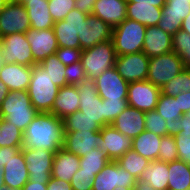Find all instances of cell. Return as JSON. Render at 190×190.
I'll return each mask as SVG.
<instances>
[{
  "label": "cell",
  "mask_w": 190,
  "mask_h": 190,
  "mask_svg": "<svg viewBox=\"0 0 190 190\" xmlns=\"http://www.w3.org/2000/svg\"><path fill=\"white\" fill-rule=\"evenodd\" d=\"M80 97L76 85H67L59 89L54 100L51 113L59 119H64L79 110Z\"/></svg>",
  "instance_id": "cell-25"
},
{
  "label": "cell",
  "mask_w": 190,
  "mask_h": 190,
  "mask_svg": "<svg viewBox=\"0 0 190 190\" xmlns=\"http://www.w3.org/2000/svg\"><path fill=\"white\" fill-rule=\"evenodd\" d=\"M30 20L31 29H51L54 21L49 11L48 0H27L23 3Z\"/></svg>",
  "instance_id": "cell-28"
},
{
  "label": "cell",
  "mask_w": 190,
  "mask_h": 190,
  "mask_svg": "<svg viewBox=\"0 0 190 190\" xmlns=\"http://www.w3.org/2000/svg\"><path fill=\"white\" fill-rule=\"evenodd\" d=\"M104 105V126L111 125L115 118L128 107L127 100H105L102 99Z\"/></svg>",
  "instance_id": "cell-41"
},
{
  "label": "cell",
  "mask_w": 190,
  "mask_h": 190,
  "mask_svg": "<svg viewBox=\"0 0 190 190\" xmlns=\"http://www.w3.org/2000/svg\"><path fill=\"white\" fill-rule=\"evenodd\" d=\"M38 113L31 104L28 91H9L0 106V117L22 132Z\"/></svg>",
  "instance_id": "cell-2"
},
{
  "label": "cell",
  "mask_w": 190,
  "mask_h": 190,
  "mask_svg": "<svg viewBox=\"0 0 190 190\" xmlns=\"http://www.w3.org/2000/svg\"><path fill=\"white\" fill-rule=\"evenodd\" d=\"M80 169V158L69 153L64 148L59 149L53 159L52 179L70 182L74 174Z\"/></svg>",
  "instance_id": "cell-27"
},
{
  "label": "cell",
  "mask_w": 190,
  "mask_h": 190,
  "mask_svg": "<svg viewBox=\"0 0 190 190\" xmlns=\"http://www.w3.org/2000/svg\"><path fill=\"white\" fill-rule=\"evenodd\" d=\"M190 13V0H166L158 27L174 35L181 29L183 20Z\"/></svg>",
  "instance_id": "cell-18"
},
{
  "label": "cell",
  "mask_w": 190,
  "mask_h": 190,
  "mask_svg": "<svg viewBox=\"0 0 190 190\" xmlns=\"http://www.w3.org/2000/svg\"><path fill=\"white\" fill-rule=\"evenodd\" d=\"M116 53L112 39L82 50L80 62L87 78L95 79L104 71L114 67Z\"/></svg>",
  "instance_id": "cell-5"
},
{
  "label": "cell",
  "mask_w": 190,
  "mask_h": 190,
  "mask_svg": "<svg viewBox=\"0 0 190 190\" xmlns=\"http://www.w3.org/2000/svg\"><path fill=\"white\" fill-rule=\"evenodd\" d=\"M22 190H47V184H40L38 181L36 182L28 181L22 187Z\"/></svg>",
  "instance_id": "cell-55"
},
{
  "label": "cell",
  "mask_w": 190,
  "mask_h": 190,
  "mask_svg": "<svg viewBox=\"0 0 190 190\" xmlns=\"http://www.w3.org/2000/svg\"><path fill=\"white\" fill-rule=\"evenodd\" d=\"M135 190H156V189L151 188L150 185L147 183L137 180V185Z\"/></svg>",
  "instance_id": "cell-58"
},
{
  "label": "cell",
  "mask_w": 190,
  "mask_h": 190,
  "mask_svg": "<svg viewBox=\"0 0 190 190\" xmlns=\"http://www.w3.org/2000/svg\"><path fill=\"white\" fill-rule=\"evenodd\" d=\"M31 46L34 61L39 64L59 48L53 28L44 30L29 29L25 33Z\"/></svg>",
  "instance_id": "cell-17"
},
{
  "label": "cell",
  "mask_w": 190,
  "mask_h": 190,
  "mask_svg": "<svg viewBox=\"0 0 190 190\" xmlns=\"http://www.w3.org/2000/svg\"><path fill=\"white\" fill-rule=\"evenodd\" d=\"M118 164L128 171L135 179L139 180L151 161L142 157L133 149H130L118 160Z\"/></svg>",
  "instance_id": "cell-34"
},
{
  "label": "cell",
  "mask_w": 190,
  "mask_h": 190,
  "mask_svg": "<svg viewBox=\"0 0 190 190\" xmlns=\"http://www.w3.org/2000/svg\"><path fill=\"white\" fill-rule=\"evenodd\" d=\"M22 148L23 147H0V167H4Z\"/></svg>",
  "instance_id": "cell-49"
},
{
  "label": "cell",
  "mask_w": 190,
  "mask_h": 190,
  "mask_svg": "<svg viewBox=\"0 0 190 190\" xmlns=\"http://www.w3.org/2000/svg\"><path fill=\"white\" fill-rule=\"evenodd\" d=\"M113 28L93 14H89L81 32L80 49L92 48L94 45L111 40Z\"/></svg>",
  "instance_id": "cell-19"
},
{
  "label": "cell",
  "mask_w": 190,
  "mask_h": 190,
  "mask_svg": "<svg viewBox=\"0 0 190 190\" xmlns=\"http://www.w3.org/2000/svg\"><path fill=\"white\" fill-rule=\"evenodd\" d=\"M7 3V0H0V11L6 6Z\"/></svg>",
  "instance_id": "cell-61"
},
{
  "label": "cell",
  "mask_w": 190,
  "mask_h": 190,
  "mask_svg": "<svg viewBox=\"0 0 190 190\" xmlns=\"http://www.w3.org/2000/svg\"><path fill=\"white\" fill-rule=\"evenodd\" d=\"M186 67L175 52H170L149 59L147 79L159 88L176 77Z\"/></svg>",
  "instance_id": "cell-7"
},
{
  "label": "cell",
  "mask_w": 190,
  "mask_h": 190,
  "mask_svg": "<svg viewBox=\"0 0 190 190\" xmlns=\"http://www.w3.org/2000/svg\"><path fill=\"white\" fill-rule=\"evenodd\" d=\"M166 121L157 113L156 110L145 112V130L159 136L167 135Z\"/></svg>",
  "instance_id": "cell-44"
},
{
  "label": "cell",
  "mask_w": 190,
  "mask_h": 190,
  "mask_svg": "<svg viewBox=\"0 0 190 190\" xmlns=\"http://www.w3.org/2000/svg\"><path fill=\"white\" fill-rule=\"evenodd\" d=\"M49 11L54 22L64 20L75 8V0H48Z\"/></svg>",
  "instance_id": "cell-43"
},
{
  "label": "cell",
  "mask_w": 190,
  "mask_h": 190,
  "mask_svg": "<svg viewBox=\"0 0 190 190\" xmlns=\"http://www.w3.org/2000/svg\"><path fill=\"white\" fill-rule=\"evenodd\" d=\"M59 89L40 64L32 66V75L27 91L31 104L39 113H51Z\"/></svg>",
  "instance_id": "cell-3"
},
{
  "label": "cell",
  "mask_w": 190,
  "mask_h": 190,
  "mask_svg": "<svg viewBox=\"0 0 190 190\" xmlns=\"http://www.w3.org/2000/svg\"><path fill=\"white\" fill-rule=\"evenodd\" d=\"M4 184L3 167H0V188Z\"/></svg>",
  "instance_id": "cell-59"
},
{
  "label": "cell",
  "mask_w": 190,
  "mask_h": 190,
  "mask_svg": "<svg viewBox=\"0 0 190 190\" xmlns=\"http://www.w3.org/2000/svg\"><path fill=\"white\" fill-rule=\"evenodd\" d=\"M162 16V7L151 4L127 3V18L135 20L146 27L158 25Z\"/></svg>",
  "instance_id": "cell-31"
},
{
  "label": "cell",
  "mask_w": 190,
  "mask_h": 190,
  "mask_svg": "<svg viewBox=\"0 0 190 190\" xmlns=\"http://www.w3.org/2000/svg\"><path fill=\"white\" fill-rule=\"evenodd\" d=\"M27 163L29 181L47 184L52 178V166L55 153L44 149L22 148Z\"/></svg>",
  "instance_id": "cell-10"
},
{
  "label": "cell",
  "mask_w": 190,
  "mask_h": 190,
  "mask_svg": "<svg viewBox=\"0 0 190 190\" xmlns=\"http://www.w3.org/2000/svg\"><path fill=\"white\" fill-rule=\"evenodd\" d=\"M87 16L88 14L74 8L64 20L54 22L53 30L59 47L80 49L79 39Z\"/></svg>",
  "instance_id": "cell-6"
},
{
  "label": "cell",
  "mask_w": 190,
  "mask_h": 190,
  "mask_svg": "<svg viewBox=\"0 0 190 190\" xmlns=\"http://www.w3.org/2000/svg\"><path fill=\"white\" fill-rule=\"evenodd\" d=\"M25 1H27V0H17V2H19V3H24Z\"/></svg>",
  "instance_id": "cell-63"
},
{
  "label": "cell",
  "mask_w": 190,
  "mask_h": 190,
  "mask_svg": "<svg viewBox=\"0 0 190 190\" xmlns=\"http://www.w3.org/2000/svg\"><path fill=\"white\" fill-rule=\"evenodd\" d=\"M178 134H190V111L179 118Z\"/></svg>",
  "instance_id": "cell-53"
},
{
  "label": "cell",
  "mask_w": 190,
  "mask_h": 190,
  "mask_svg": "<svg viewBox=\"0 0 190 190\" xmlns=\"http://www.w3.org/2000/svg\"><path fill=\"white\" fill-rule=\"evenodd\" d=\"M95 176V174L83 172L79 169L70 181L72 190H92Z\"/></svg>",
  "instance_id": "cell-45"
},
{
  "label": "cell",
  "mask_w": 190,
  "mask_h": 190,
  "mask_svg": "<svg viewBox=\"0 0 190 190\" xmlns=\"http://www.w3.org/2000/svg\"><path fill=\"white\" fill-rule=\"evenodd\" d=\"M76 86L80 97L79 111L104 127V105H102V98L98 95L95 79L86 77Z\"/></svg>",
  "instance_id": "cell-11"
},
{
  "label": "cell",
  "mask_w": 190,
  "mask_h": 190,
  "mask_svg": "<svg viewBox=\"0 0 190 190\" xmlns=\"http://www.w3.org/2000/svg\"><path fill=\"white\" fill-rule=\"evenodd\" d=\"M168 175V163L155 160L150 162L139 180L153 189L168 190Z\"/></svg>",
  "instance_id": "cell-32"
},
{
  "label": "cell",
  "mask_w": 190,
  "mask_h": 190,
  "mask_svg": "<svg viewBox=\"0 0 190 190\" xmlns=\"http://www.w3.org/2000/svg\"><path fill=\"white\" fill-rule=\"evenodd\" d=\"M65 79L68 85H77L86 78L85 70L80 61L65 67Z\"/></svg>",
  "instance_id": "cell-46"
},
{
  "label": "cell",
  "mask_w": 190,
  "mask_h": 190,
  "mask_svg": "<svg viewBox=\"0 0 190 190\" xmlns=\"http://www.w3.org/2000/svg\"><path fill=\"white\" fill-rule=\"evenodd\" d=\"M3 175L4 184L15 189H22L29 181V172L22 149L3 167Z\"/></svg>",
  "instance_id": "cell-26"
},
{
  "label": "cell",
  "mask_w": 190,
  "mask_h": 190,
  "mask_svg": "<svg viewBox=\"0 0 190 190\" xmlns=\"http://www.w3.org/2000/svg\"><path fill=\"white\" fill-rule=\"evenodd\" d=\"M39 64L44 70H46V73L51 78L53 84L57 87L61 88L68 85L65 79L66 66L59 61L55 54L48 56Z\"/></svg>",
  "instance_id": "cell-38"
},
{
  "label": "cell",
  "mask_w": 190,
  "mask_h": 190,
  "mask_svg": "<svg viewBox=\"0 0 190 190\" xmlns=\"http://www.w3.org/2000/svg\"><path fill=\"white\" fill-rule=\"evenodd\" d=\"M0 147H23V132L1 117Z\"/></svg>",
  "instance_id": "cell-37"
},
{
  "label": "cell",
  "mask_w": 190,
  "mask_h": 190,
  "mask_svg": "<svg viewBox=\"0 0 190 190\" xmlns=\"http://www.w3.org/2000/svg\"><path fill=\"white\" fill-rule=\"evenodd\" d=\"M111 126L133 139L145 131V112L128 106L115 118Z\"/></svg>",
  "instance_id": "cell-21"
},
{
  "label": "cell",
  "mask_w": 190,
  "mask_h": 190,
  "mask_svg": "<svg viewBox=\"0 0 190 190\" xmlns=\"http://www.w3.org/2000/svg\"><path fill=\"white\" fill-rule=\"evenodd\" d=\"M172 46L184 66L190 68V34L180 29L172 35Z\"/></svg>",
  "instance_id": "cell-40"
},
{
  "label": "cell",
  "mask_w": 190,
  "mask_h": 190,
  "mask_svg": "<svg viewBox=\"0 0 190 190\" xmlns=\"http://www.w3.org/2000/svg\"><path fill=\"white\" fill-rule=\"evenodd\" d=\"M103 139L100 131L64 132L63 148L78 157L91 152L96 148H103Z\"/></svg>",
  "instance_id": "cell-16"
},
{
  "label": "cell",
  "mask_w": 190,
  "mask_h": 190,
  "mask_svg": "<svg viewBox=\"0 0 190 190\" xmlns=\"http://www.w3.org/2000/svg\"><path fill=\"white\" fill-rule=\"evenodd\" d=\"M0 190H22V189H15V188L7 186L6 184H3Z\"/></svg>",
  "instance_id": "cell-60"
},
{
  "label": "cell",
  "mask_w": 190,
  "mask_h": 190,
  "mask_svg": "<svg viewBox=\"0 0 190 190\" xmlns=\"http://www.w3.org/2000/svg\"><path fill=\"white\" fill-rule=\"evenodd\" d=\"M187 165H188V167H189V169H190V160H189V162L187 163Z\"/></svg>",
  "instance_id": "cell-65"
},
{
  "label": "cell",
  "mask_w": 190,
  "mask_h": 190,
  "mask_svg": "<svg viewBox=\"0 0 190 190\" xmlns=\"http://www.w3.org/2000/svg\"><path fill=\"white\" fill-rule=\"evenodd\" d=\"M31 75L32 66L4 63L0 67V80L8 87L9 91H27Z\"/></svg>",
  "instance_id": "cell-20"
},
{
  "label": "cell",
  "mask_w": 190,
  "mask_h": 190,
  "mask_svg": "<svg viewBox=\"0 0 190 190\" xmlns=\"http://www.w3.org/2000/svg\"><path fill=\"white\" fill-rule=\"evenodd\" d=\"M82 50L76 48L59 47L55 55L65 66L71 65L80 61Z\"/></svg>",
  "instance_id": "cell-47"
},
{
  "label": "cell",
  "mask_w": 190,
  "mask_h": 190,
  "mask_svg": "<svg viewBox=\"0 0 190 190\" xmlns=\"http://www.w3.org/2000/svg\"><path fill=\"white\" fill-rule=\"evenodd\" d=\"M127 3H136V4H151L156 7H163L166 3V0H126Z\"/></svg>",
  "instance_id": "cell-54"
},
{
  "label": "cell",
  "mask_w": 190,
  "mask_h": 190,
  "mask_svg": "<svg viewBox=\"0 0 190 190\" xmlns=\"http://www.w3.org/2000/svg\"><path fill=\"white\" fill-rule=\"evenodd\" d=\"M174 140L178 151V160L188 163L190 160V134H177Z\"/></svg>",
  "instance_id": "cell-48"
},
{
  "label": "cell",
  "mask_w": 190,
  "mask_h": 190,
  "mask_svg": "<svg viewBox=\"0 0 190 190\" xmlns=\"http://www.w3.org/2000/svg\"><path fill=\"white\" fill-rule=\"evenodd\" d=\"M97 0H75V8L85 14H92Z\"/></svg>",
  "instance_id": "cell-50"
},
{
  "label": "cell",
  "mask_w": 190,
  "mask_h": 190,
  "mask_svg": "<svg viewBox=\"0 0 190 190\" xmlns=\"http://www.w3.org/2000/svg\"><path fill=\"white\" fill-rule=\"evenodd\" d=\"M137 179L123 169L117 161H110L94 178L92 190L135 189Z\"/></svg>",
  "instance_id": "cell-8"
},
{
  "label": "cell",
  "mask_w": 190,
  "mask_h": 190,
  "mask_svg": "<svg viewBox=\"0 0 190 190\" xmlns=\"http://www.w3.org/2000/svg\"><path fill=\"white\" fill-rule=\"evenodd\" d=\"M157 160L167 163L178 160V151L174 136H162L160 142L159 156Z\"/></svg>",
  "instance_id": "cell-42"
},
{
  "label": "cell",
  "mask_w": 190,
  "mask_h": 190,
  "mask_svg": "<svg viewBox=\"0 0 190 190\" xmlns=\"http://www.w3.org/2000/svg\"><path fill=\"white\" fill-rule=\"evenodd\" d=\"M47 190H72V187L70 182L51 178L47 183Z\"/></svg>",
  "instance_id": "cell-51"
},
{
  "label": "cell",
  "mask_w": 190,
  "mask_h": 190,
  "mask_svg": "<svg viewBox=\"0 0 190 190\" xmlns=\"http://www.w3.org/2000/svg\"><path fill=\"white\" fill-rule=\"evenodd\" d=\"M101 135L104 142L102 150L111 161H117L132 149V139L123 135L111 125L102 127Z\"/></svg>",
  "instance_id": "cell-22"
},
{
  "label": "cell",
  "mask_w": 190,
  "mask_h": 190,
  "mask_svg": "<svg viewBox=\"0 0 190 190\" xmlns=\"http://www.w3.org/2000/svg\"><path fill=\"white\" fill-rule=\"evenodd\" d=\"M63 145V120L52 113H38L23 131V147L56 153Z\"/></svg>",
  "instance_id": "cell-1"
},
{
  "label": "cell",
  "mask_w": 190,
  "mask_h": 190,
  "mask_svg": "<svg viewBox=\"0 0 190 190\" xmlns=\"http://www.w3.org/2000/svg\"><path fill=\"white\" fill-rule=\"evenodd\" d=\"M172 51L171 34L164 32L158 25L146 27L143 52L147 57L160 56Z\"/></svg>",
  "instance_id": "cell-23"
},
{
  "label": "cell",
  "mask_w": 190,
  "mask_h": 190,
  "mask_svg": "<svg viewBox=\"0 0 190 190\" xmlns=\"http://www.w3.org/2000/svg\"><path fill=\"white\" fill-rule=\"evenodd\" d=\"M0 47L4 63H17L24 66L37 64L33 59L31 46L25 33L10 34L0 38Z\"/></svg>",
  "instance_id": "cell-9"
},
{
  "label": "cell",
  "mask_w": 190,
  "mask_h": 190,
  "mask_svg": "<svg viewBox=\"0 0 190 190\" xmlns=\"http://www.w3.org/2000/svg\"><path fill=\"white\" fill-rule=\"evenodd\" d=\"M149 57L144 52L116 56L115 68L128 83L147 79Z\"/></svg>",
  "instance_id": "cell-14"
},
{
  "label": "cell",
  "mask_w": 190,
  "mask_h": 190,
  "mask_svg": "<svg viewBox=\"0 0 190 190\" xmlns=\"http://www.w3.org/2000/svg\"><path fill=\"white\" fill-rule=\"evenodd\" d=\"M175 98L178 100L179 110H181L184 115L190 111V93H180Z\"/></svg>",
  "instance_id": "cell-52"
},
{
  "label": "cell",
  "mask_w": 190,
  "mask_h": 190,
  "mask_svg": "<svg viewBox=\"0 0 190 190\" xmlns=\"http://www.w3.org/2000/svg\"><path fill=\"white\" fill-rule=\"evenodd\" d=\"M146 26L131 19H125L112 31V41L116 56L143 51Z\"/></svg>",
  "instance_id": "cell-4"
},
{
  "label": "cell",
  "mask_w": 190,
  "mask_h": 190,
  "mask_svg": "<svg viewBox=\"0 0 190 190\" xmlns=\"http://www.w3.org/2000/svg\"><path fill=\"white\" fill-rule=\"evenodd\" d=\"M181 30L185 31L186 33L190 34V13L188 16L183 20L181 25Z\"/></svg>",
  "instance_id": "cell-57"
},
{
  "label": "cell",
  "mask_w": 190,
  "mask_h": 190,
  "mask_svg": "<svg viewBox=\"0 0 190 190\" xmlns=\"http://www.w3.org/2000/svg\"><path fill=\"white\" fill-rule=\"evenodd\" d=\"M30 26L29 16L22 3L8 1L0 11V38L16 33H26Z\"/></svg>",
  "instance_id": "cell-12"
},
{
  "label": "cell",
  "mask_w": 190,
  "mask_h": 190,
  "mask_svg": "<svg viewBox=\"0 0 190 190\" xmlns=\"http://www.w3.org/2000/svg\"><path fill=\"white\" fill-rule=\"evenodd\" d=\"M98 95L105 100H127L129 83L114 67L107 69L95 78Z\"/></svg>",
  "instance_id": "cell-15"
},
{
  "label": "cell",
  "mask_w": 190,
  "mask_h": 190,
  "mask_svg": "<svg viewBox=\"0 0 190 190\" xmlns=\"http://www.w3.org/2000/svg\"><path fill=\"white\" fill-rule=\"evenodd\" d=\"M80 158V171L97 175L111 161L101 148H96Z\"/></svg>",
  "instance_id": "cell-35"
},
{
  "label": "cell",
  "mask_w": 190,
  "mask_h": 190,
  "mask_svg": "<svg viewBox=\"0 0 190 190\" xmlns=\"http://www.w3.org/2000/svg\"><path fill=\"white\" fill-rule=\"evenodd\" d=\"M161 88L148 80L130 82L128 86V106L147 112L156 109Z\"/></svg>",
  "instance_id": "cell-13"
},
{
  "label": "cell",
  "mask_w": 190,
  "mask_h": 190,
  "mask_svg": "<svg viewBox=\"0 0 190 190\" xmlns=\"http://www.w3.org/2000/svg\"><path fill=\"white\" fill-rule=\"evenodd\" d=\"M4 64L3 62V57H2V50H1V47H0V67Z\"/></svg>",
  "instance_id": "cell-62"
},
{
  "label": "cell",
  "mask_w": 190,
  "mask_h": 190,
  "mask_svg": "<svg viewBox=\"0 0 190 190\" xmlns=\"http://www.w3.org/2000/svg\"><path fill=\"white\" fill-rule=\"evenodd\" d=\"M122 190H135V189H132V188H125V189H122Z\"/></svg>",
  "instance_id": "cell-64"
},
{
  "label": "cell",
  "mask_w": 190,
  "mask_h": 190,
  "mask_svg": "<svg viewBox=\"0 0 190 190\" xmlns=\"http://www.w3.org/2000/svg\"><path fill=\"white\" fill-rule=\"evenodd\" d=\"M155 110L166 121L167 135H177L179 118L184 115L179 110L178 100L175 97L160 94Z\"/></svg>",
  "instance_id": "cell-29"
},
{
  "label": "cell",
  "mask_w": 190,
  "mask_h": 190,
  "mask_svg": "<svg viewBox=\"0 0 190 190\" xmlns=\"http://www.w3.org/2000/svg\"><path fill=\"white\" fill-rule=\"evenodd\" d=\"M161 138L162 136L145 130L132 139V149L149 161H155L159 156Z\"/></svg>",
  "instance_id": "cell-30"
},
{
  "label": "cell",
  "mask_w": 190,
  "mask_h": 190,
  "mask_svg": "<svg viewBox=\"0 0 190 190\" xmlns=\"http://www.w3.org/2000/svg\"><path fill=\"white\" fill-rule=\"evenodd\" d=\"M92 14L114 28L127 19V1L97 0Z\"/></svg>",
  "instance_id": "cell-24"
},
{
  "label": "cell",
  "mask_w": 190,
  "mask_h": 190,
  "mask_svg": "<svg viewBox=\"0 0 190 190\" xmlns=\"http://www.w3.org/2000/svg\"><path fill=\"white\" fill-rule=\"evenodd\" d=\"M168 190H190V169L184 161L168 162Z\"/></svg>",
  "instance_id": "cell-33"
},
{
  "label": "cell",
  "mask_w": 190,
  "mask_h": 190,
  "mask_svg": "<svg viewBox=\"0 0 190 190\" xmlns=\"http://www.w3.org/2000/svg\"><path fill=\"white\" fill-rule=\"evenodd\" d=\"M64 132L75 131H100L102 127L81 111L68 115L63 119Z\"/></svg>",
  "instance_id": "cell-36"
},
{
  "label": "cell",
  "mask_w": 190,
  "mask_h": 190,
  "mask_svg": "<svg viewBox=\"0 0 190 190\" xmlns=\"http://www.w3.org/2000/svg\"><path fill=\"white\" fill-rule=\"evenodd\" d=\"M8 93H9L8 87L0 80V106Z\"/></svg>",
  "instance_id": "cell-56"
},
{
  "label": "cell",
  "mask_w": 190,
  "mask_h": 190,
  "mask_svg": "<svg viewBox=\"0 0 190 190\" xmlns=\"http://www.w3.org/2000/svg\"><path fill=\"white\" fill-rule=\"evenodd\" d=\"M187 92L190 93V68L187 67L161 88V94L171 97Z\"/></svg>",
  "instance_id": "cell-39"
}]
</instances>
